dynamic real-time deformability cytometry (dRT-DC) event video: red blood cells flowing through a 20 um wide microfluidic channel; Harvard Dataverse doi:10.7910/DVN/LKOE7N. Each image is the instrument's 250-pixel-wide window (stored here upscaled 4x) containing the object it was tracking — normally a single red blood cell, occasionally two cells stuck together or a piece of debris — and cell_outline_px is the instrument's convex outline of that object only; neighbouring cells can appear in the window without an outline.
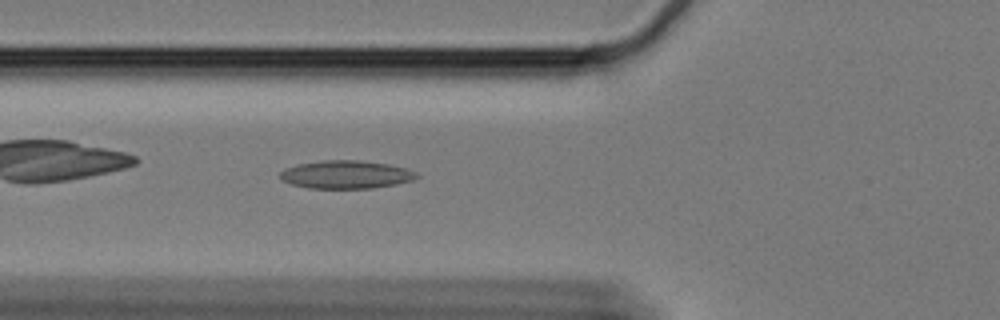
{"species": "Egyptian fruit bat (a non-hibernating species)", "species_latin": "Rousettus aegyptiacus", "temperature_condition": "cold", "stored_images_in_passage": 46, "camera_frame_rate_fps": 3000, "um_per_image_px": 0.085, "animal": {"sex": "female"}, "frame": {"image": 1, "passage_image": 8, "time_ms": 2.333, "image_size_px": [1000, 320], "cell_outline_px": [[420, 176], [412, 180], [396, 184], [372, 188], [308, 188], [292, 184], [280, 180], [280, 172], [288, 168], [300, 164], [324, 160], [356, 160], [388, 164], [404, 168], [416, 172]], "centroid_in_image_um": [29.42, 14.84], "position_along_channel_um": 96.4, "area_um2": 22.08}}
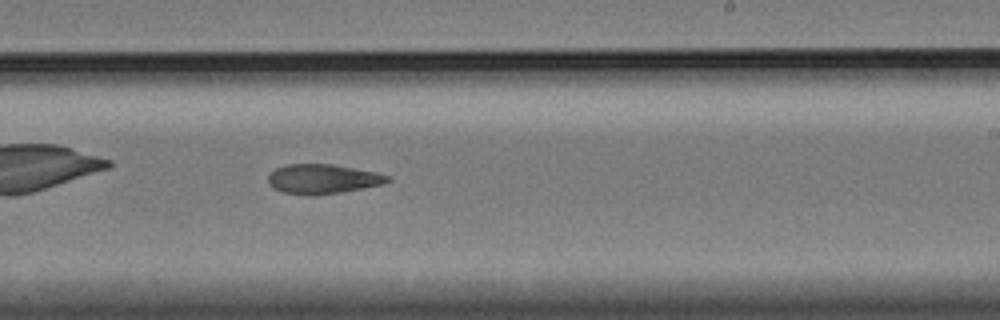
{"frame": {"image": 2, "passage_image": 23, "time_ms": 7.333, "image_size_px": [1000, 320], "cell_outline_px": [[392, 180], [384, 184], [340, 192], [312, 196], [308, 196], [284, 192], [272, 188], [268, 184], [268, 176], [276, 168], [284, 164], [332, 164], [376, 172], [392, 176]], "centroid_in_image_um": [27.44, 15.21], "position_along_channel_um": 261.6, "area_um2": 20.75}}
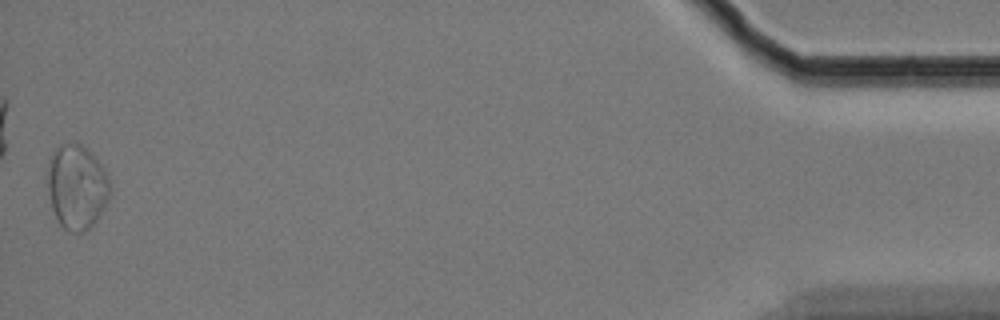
{"frame": {"image": 3, "passage_image": 46, "time_ms": 15.0, "image_size_px": [1000, 320], "cell_outline_px": [[112, 192], [104, 208], [96, 220], [84, 232], [72, 232], [64, 228], [60, 224], [52, 208], [48, 188], [48, 172], [52, 152], [60, 144], [80, 144], [96, 160], [108, 176]], "centroid_in_image_um": [6.54, 15.92], "position_along_channel_um": 428.7, "area_um2": 30.17}, "authors_computed_cell_mechanics": {"area_um2": 21.6461, "velocity_mm_per_s": 3.296, "shape_relaxation_time_tau1_ms": null, "shape_relaxation_time_tau2_ms": 4.8867, "deformation_change_tau1": null, "deformation_change_tau2": 0.1125}}